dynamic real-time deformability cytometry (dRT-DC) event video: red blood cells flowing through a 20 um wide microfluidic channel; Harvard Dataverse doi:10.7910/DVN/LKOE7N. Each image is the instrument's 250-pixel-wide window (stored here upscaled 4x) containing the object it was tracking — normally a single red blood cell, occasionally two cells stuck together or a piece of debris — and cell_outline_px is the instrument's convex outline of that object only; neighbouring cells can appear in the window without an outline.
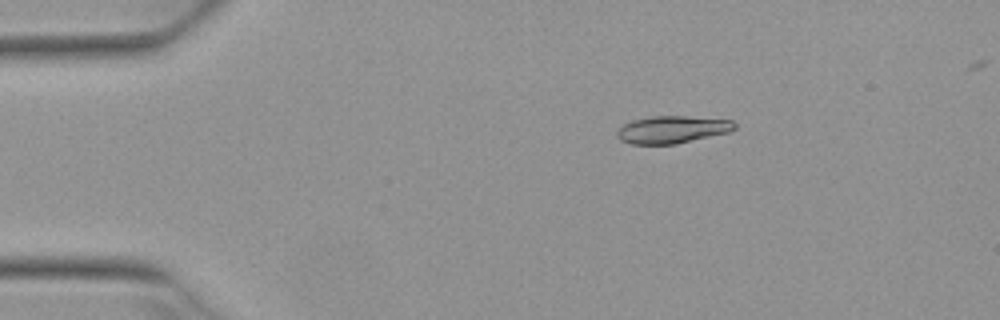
{"species": "Egyptian fruit bat (a non-hibernating species)", "species_latin": "Rousettus aegyptiacus", "temperature_condition": "warm", "stored_images_in_passage": 5, "camera_frame_rate_fps": 3000, "um_per_image_px": 0.085, "animal": {"sex": "female"}, "frame": {"image": 1, "passage_image": 2, "time_ms": 0.333, "image_size_px": [1000, 320], "cell_outline_px": [[736, 128], [728, 132], [676, 144], [632, 144], [620, 140], [616, 136], [616, 128], [632, 120], [652, 116], [684, 116], [732, 120], [736, 124]], "centroid_in_image_um": [57.09, 11.01], "position_along_channel_um": 27.9, "area_um2": 18.79}}
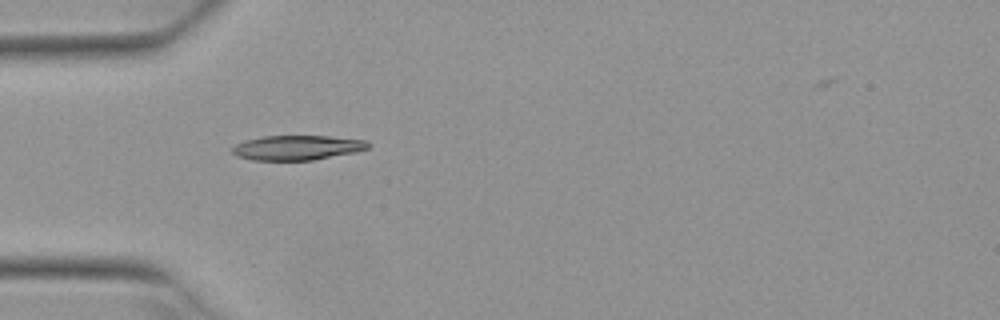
{"frame": {"image": 2, "passage_image": 4, "time_ms": 1.0, "image_size_px": [1000, 320], "cell_outline_px": [[372, 144], [368, 148], [356, 152], [312, 160], [252, 160], [236, 156], [232, 152], [232, 148], [236, 144], [244, 140], [260, 136], [328, 136], [368, 140]], "centroid_in_image_um": [25.27, 12.54], "position_along_channel_um": 59.7, "area_um2": 19.71}}
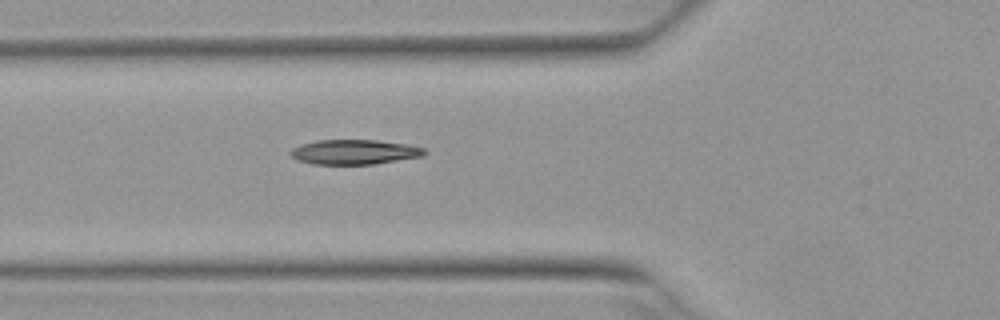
{"frame": {"image": 3, "passage_image": 5, "time_ms": 1.333, "image_size_px": [1000, 320], "cell_outline_px": [[428, 152], [424, 156], [372, 164], [312, 164], [296, 160], [288, 152], [292, 148], [300, 144], [316, 140], [376, 140], [404, 144], [424, 148]], "centroid_in_image_um": [30.08, 12.92], "position_along_channel_um": 95.7, "area_um2": 19.36}}